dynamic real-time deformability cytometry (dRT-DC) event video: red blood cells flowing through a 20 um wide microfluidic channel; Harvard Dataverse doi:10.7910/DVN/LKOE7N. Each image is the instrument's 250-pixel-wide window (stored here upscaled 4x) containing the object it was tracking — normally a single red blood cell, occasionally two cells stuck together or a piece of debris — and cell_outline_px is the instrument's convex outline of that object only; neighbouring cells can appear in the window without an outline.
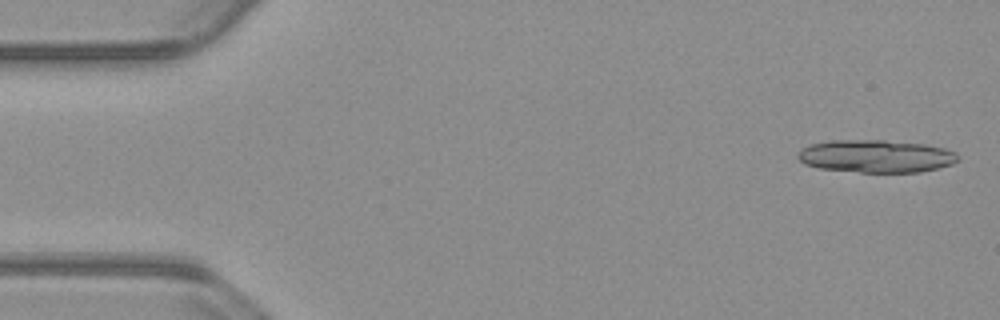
{"species": "common noctule bat (a hibernating species)", "species_latin": "Nyctalus noctula", "temperature_condition": "warm", "stored_images_in_passage": 18, "camera_frame_rate_fps": 3000, "um_per_image_px": 0.085, "animal": {"sex": "male", "body_mass_g": 23.1, "forearm_length_mm": 52.7}, "frame": {"image": 1, "passage_image": 2, "time_ms": 0.333, "image_size_px": [1000, 320], "cell_outline_px": [[960, 160], [952, 164], [920, 172], [860, 172], [820, 168], [804, 164], [796, 156], [800, 148], [812, 144], [828, 140], [884, 140], [924, 144], [944, 148], [956, 152]], "centroid_in_image_um": [74.45, 13.27], "position_along_channel_um": 10.6, "area_um2": 30.58}}